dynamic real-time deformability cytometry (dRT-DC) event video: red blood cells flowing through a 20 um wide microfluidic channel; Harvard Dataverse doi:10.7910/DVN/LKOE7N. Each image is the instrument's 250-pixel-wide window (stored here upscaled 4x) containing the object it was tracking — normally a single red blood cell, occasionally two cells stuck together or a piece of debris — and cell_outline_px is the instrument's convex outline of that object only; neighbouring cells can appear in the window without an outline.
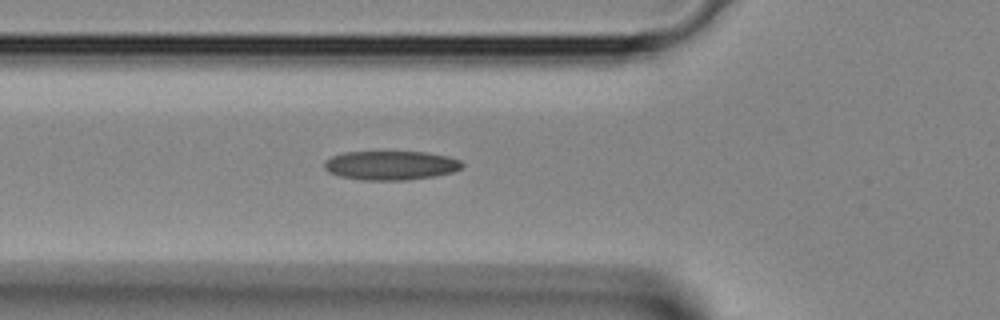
{"species": "Egyptian fruit bat (a non-hibernating species)", "species_latin": "Rousettus aegyptiacus", "temperature_condition": "room temperature", "stored_images_in_passage": 4, "segment_of_instrument_passage": [1, 2], "camera_frame_rate_fps": 3000, "um_per_image_px": 0.085, "animal": {"sex": "female"}, "frame": {"image": 1, "passage_image": 3, "time_ms": 0.667, "image_size_px": [1000, 320], "cell_outline_px": [[464, 164], [460, 168], [452, 172], [432, 176], [404, 180], [364, 180], [340, 176], [328, 172], [324, 168], [324, 160], [332, 156], [344, 152], [428, 152], [448, 156], [460, 160]], "centroid_in_image_um": [33.19, 14.05], "position_along_channel_um": 92.6, "area_um2": 23.29}}